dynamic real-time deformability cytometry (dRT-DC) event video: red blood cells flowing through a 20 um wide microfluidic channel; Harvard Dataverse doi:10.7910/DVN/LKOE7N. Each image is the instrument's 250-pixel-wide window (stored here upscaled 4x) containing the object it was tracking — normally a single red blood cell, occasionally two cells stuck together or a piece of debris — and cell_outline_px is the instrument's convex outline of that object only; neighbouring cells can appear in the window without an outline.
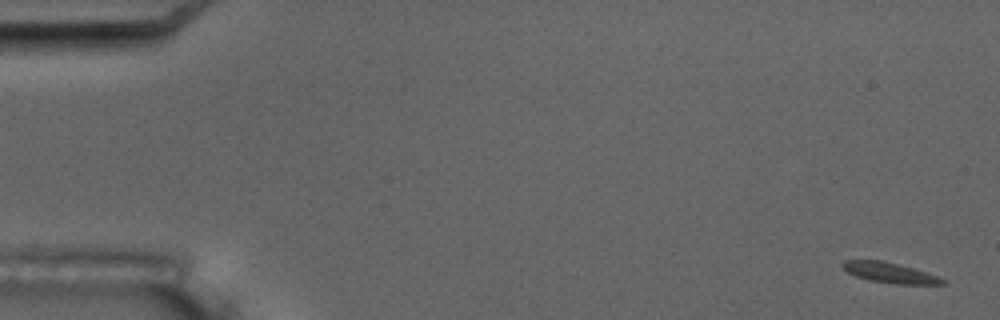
{"species": "common noctule bat (a hibernating species)", "species_latin": "Nyctalus noctula", "temperature_condition": "room temperature", "stored_images_in_passage": 4, "camera_frame_rate_fps": 3000, "um_per_image_px": 0.085, "animal": {"sex": "male", "body_mass_g": 17.5, "forearm_length_mm": 52.3}, "frame": {"image": 1, "passage_image": 4, "time_ms": 3.667, "image_size_px": [1000, 320], "cell_outline_px": [[944, 284], [896, 284], [868, 280], [856, 276], [848, 272], [840, 264], [844, 260], [880, 260], [912, 268], [936, 276], [944, 280]], "centroid_in_image_um": [75.56, 23.18], "position_along_channel_um": 9.4, "area_um2": 11.5}}